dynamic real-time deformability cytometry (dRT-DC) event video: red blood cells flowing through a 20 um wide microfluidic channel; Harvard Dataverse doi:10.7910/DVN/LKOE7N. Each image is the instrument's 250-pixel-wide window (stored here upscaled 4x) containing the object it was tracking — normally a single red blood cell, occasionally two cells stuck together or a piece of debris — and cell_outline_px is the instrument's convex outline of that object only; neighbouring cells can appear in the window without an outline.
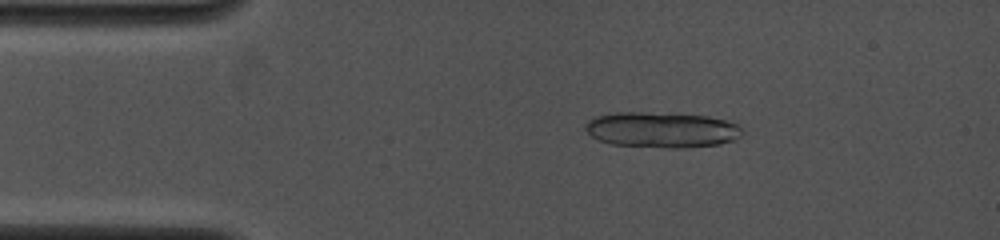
{"species": "common noctule bat (a hibernating species)", "species_latin": "Nyctalus noctula", "temperature_condition": "cold", "stored_images_in_passage": 5, "camera_frame_rate_fps": 4000, "um_per_image_px": 0.085, "animal": {"sex": "female", "body_mass_g": 19.0, "forearm_length_mm": 53.3}, "frame": {"image": 1, "passage_image": 4, "time_ms": 2.25, "image_size_px": [1000, 240], "cell_outline_px": [[744, 132], [736, 140], [720, 144], [684, 148], [672, 148], [612, 144], [600, 140], [592, 136], [584, 128], [584, 124], [588, 120], [596, 116], [616, 112], [644, 112], [708, 116], [728, 120], [740, 124]], "centroid_in_image_um": [56.3, 11.03], "position_along_channel_um": 28.7, "area_um2": 32.77}}